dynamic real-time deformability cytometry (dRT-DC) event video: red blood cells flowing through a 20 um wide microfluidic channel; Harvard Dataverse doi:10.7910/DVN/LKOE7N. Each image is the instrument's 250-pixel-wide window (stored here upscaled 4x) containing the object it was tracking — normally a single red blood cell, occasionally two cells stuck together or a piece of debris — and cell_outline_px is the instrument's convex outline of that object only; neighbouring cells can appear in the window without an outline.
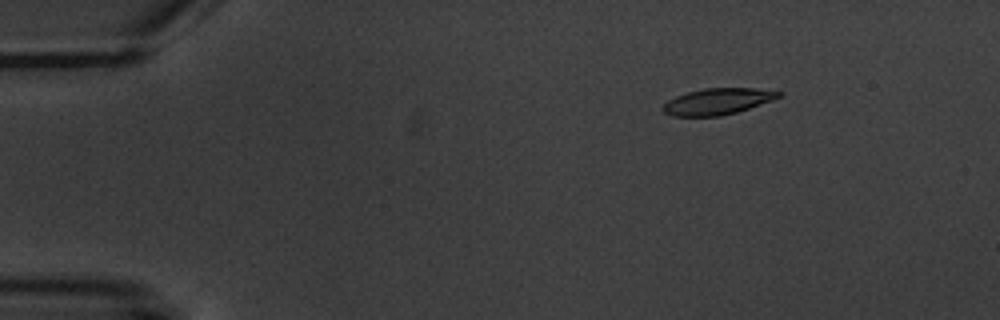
{"species": "common noctule bat (a hibernating species)", "species_latin": "Nyctalus noctula", "temperature_condition": "warm", "stored_images_in_passage": 5, "camera_frame_rate_fps": 3000, "um_per_image_px": 0.085, "animal": {"sex": "male", "body_mass_g": 20.1, "forearm_length_mm": 53.5}, "frame": {"image": 1, "passage_image": 1, "time_ms": 0.0, "image_size_px": [1000, 320], "cell_outline_px": [[784, 92], [780, 96], [772, 100], [736, 112], [720, 116], [672, 116], [664, 112], [660, 108], [668, 100], [676, 96], [688, 92], [704, 88], [756, 88]], "centroid_in_image_um": [60.97, 8.62], "position_along_channel_um": 24.0, "area_um2": 17.63}}
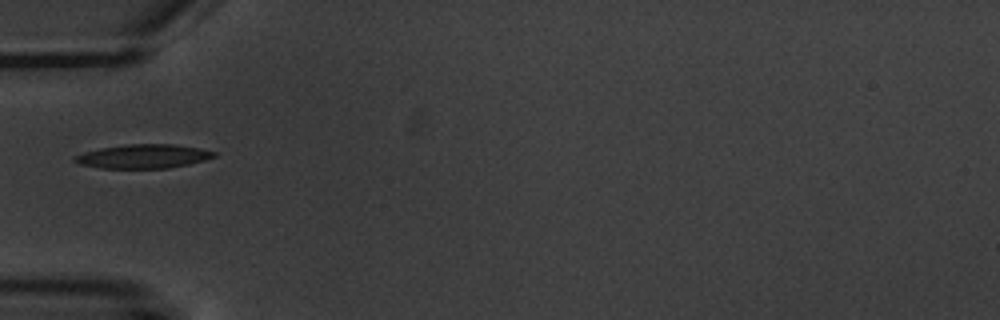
{"frame": {"image": 2, "passage_image": 4, "time_ms": 3.667, "image_size_px": [1000, 320], "cell_outline_px": [[216, 156], [204, 160], [188, 164], [168, 168], [100, 168], [80, 164], [72, 160], [72, 156], [84, 152], [100, 148], [128, 144], [172, 144], [196, 148], [216, 152]], "centroid_in_image_um": [12.12, 13.29], "position_along_channel_um": 72.9, "area_um2": 19.31}}